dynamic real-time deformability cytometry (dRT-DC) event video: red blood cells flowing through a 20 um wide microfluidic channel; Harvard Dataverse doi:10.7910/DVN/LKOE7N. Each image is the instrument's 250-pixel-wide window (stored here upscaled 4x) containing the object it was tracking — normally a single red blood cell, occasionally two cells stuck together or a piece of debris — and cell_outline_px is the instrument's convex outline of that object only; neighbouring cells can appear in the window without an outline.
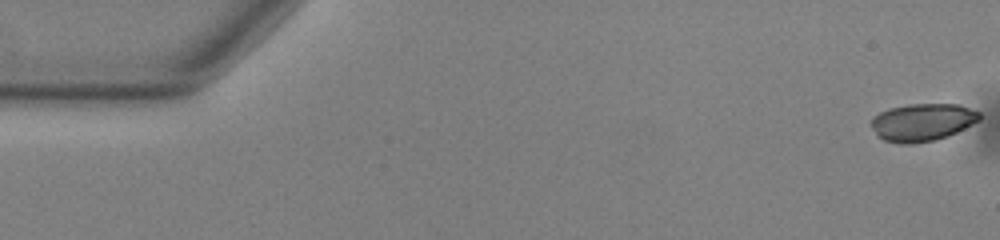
{"species": "common noctule bat (a hibernating species)", "species_latin": "Nyctalus noctula", "temperature_condition": "warm", "stored_images_in_passage": 54, "camera_frame_rate_fps": 3000, "um_per_image_px": 0.085, "animal": {"sex": "male", "body_mass_g": 13.0, "forearm_length_mm": 53.1}, "frame": {"image": 1, "passage_image": 1, "time_ms": 0.0, "image_size_px": [1000, 240], "cell_outline_px": [[980, 120], [948, 136], [936, 140], [908, 144], [900, 144], [884, 140], [876, 136], [872, 124], [872, 116], [888, 108], [908, 104], [960, 104], [980, 112]], "centroid_in_image_um": [78.4, 10.38], "position_along_channel_um": 6.6, "area_um2": 23.81}}
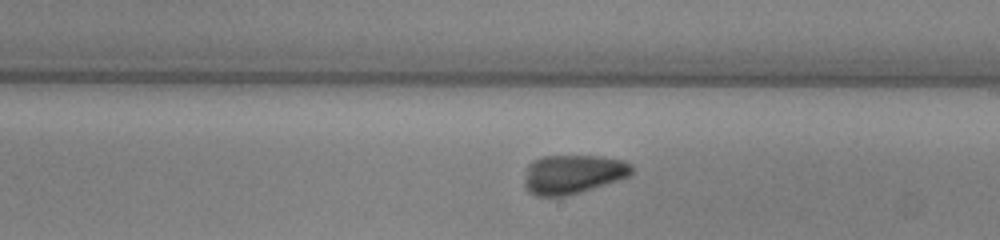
{"frame": {"image": 2, "passage_image": 31, "time_ms": 10.0, "image_size_px": [1000, 240], "cell_outline_px": [[632, 172], [628, 176], [568, 196], [536, 196], [528, 192], [524, 188], [524, 180], [528, 164], [532, 160], [544, 156], [600, 156], [624, 160], [632, 164]], "centroid_in_image_um": [48.65, 14.8], "position_along_channel_um": 240.4, "area_um2": 24.45}}
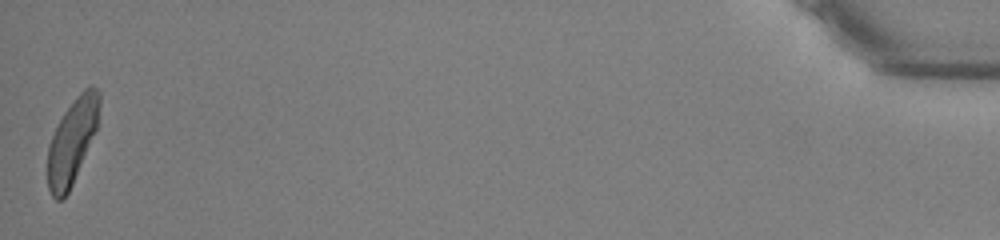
{"frame": {"image": 3, "passage_image": 54, "time_ms": 17.667, "image_size_px": [1000, 240], "cell_outline_px": [[100, 104], [96, 128], [72, 184], [68, 192], [60, 200], [56, 200], [52, 196], [48, 188], [48, 144], [64, 112], [76, 96], [84, 88], [92, 84], [100, 92]], "centroid_in_image_um": [6.12, 11.96], "position_along_channel_um": 429.1, "area_um2": 25.03}, "authors_computed_cell_mechanics": {"area_um2": 25.6921, "velocity_mm_per_s": 3.7972, "shape_relaxation_time_tau1_ms": 5.4737, "shape_relaxation_time_tau2_ms": 1.4016, "deformation_change_tau1": 0.2201, "deformation_change_tau2": 0.0765}}